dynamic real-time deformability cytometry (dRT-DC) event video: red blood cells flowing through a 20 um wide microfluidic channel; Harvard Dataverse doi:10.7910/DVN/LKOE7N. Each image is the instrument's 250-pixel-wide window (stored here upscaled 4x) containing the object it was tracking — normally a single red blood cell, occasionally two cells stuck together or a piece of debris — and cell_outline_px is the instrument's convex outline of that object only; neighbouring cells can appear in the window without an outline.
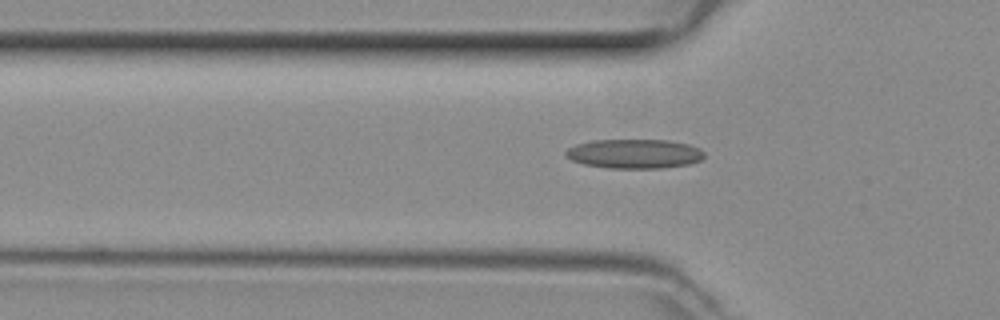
{"species": "common noctule bat (a hibernating species)", "species_latin": "Nyctalus noctula", "temperature_condition": "room temperature", "stored_images_in_passage": 42, "camera_frame_rate_fps": 3000, "um_per_image_px": 0.085, "animal": {"sex": "female", "body_mass_g": 29.2, "forearm_length_mm": 56.3}, "frame": {"image": 1, "passage_image": 15, "time_ms": 4.667, "image_size_px": [1000, 320], "cell_outline_px": [[704, 156], [700, 160], [688, 164], [660, 168], [608, 168], [584, 164], [572, 160], [564, 156], [564, 152], [568, 148], [576, 144], [592, 140], [668, 140], [688, 144], [700, 148], [704, 152]], "centroid_in_image_um": [53.9, 13.06], "position_along_channel_um": 71.9, "area_um2": 23.7}}
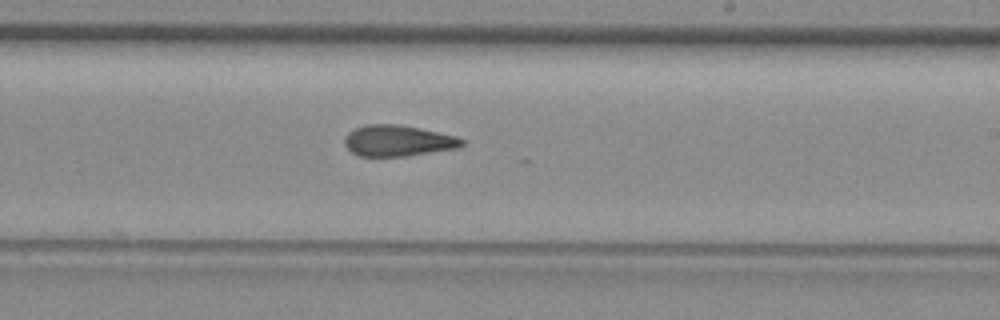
{"frame": {"image": 2, "passage_image": 28, "time_ms": 9.0, "image_size_px": [1000, 320], "cell_outline_px": [[464, 144], [456, 148], [408, 156], [360, 156], [352, 152], [344, 144], [344, 140], [348, 132], [352, 128], [364, 124], [396, 124], [456, 136], [464, 140]], "centroid_in_image_um": [33.77, 11.96], "position_along_channel_um": 255.2, "area_um2": 21.1}}
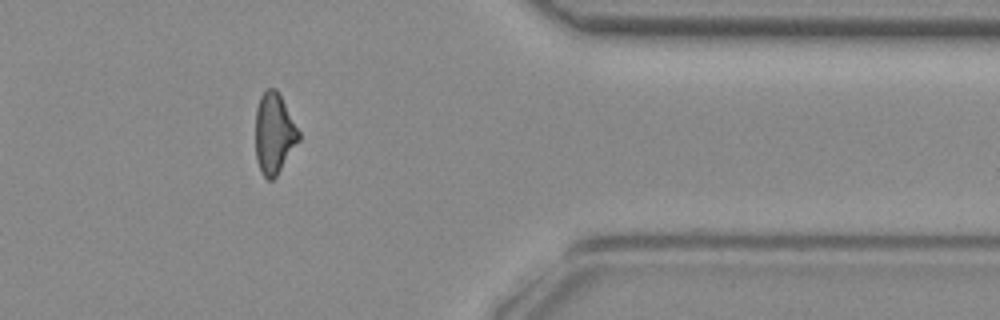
{"frame": {"image": 3, "passage_image": 39, "time_ms": 12.667, "image_size_px": [1000, 320], "cell_outline_px": [[300, 140], [276, 176], [272, 180], [268, 180], [260, 172], [256, 160], [256, 108], [260, 96], [268, 88], [276, 88], [300, 132]], "centroid_in_image_um": [23.29, 11.36], "position_along_channel_um": 388.1, "area_um2": 20.29}}